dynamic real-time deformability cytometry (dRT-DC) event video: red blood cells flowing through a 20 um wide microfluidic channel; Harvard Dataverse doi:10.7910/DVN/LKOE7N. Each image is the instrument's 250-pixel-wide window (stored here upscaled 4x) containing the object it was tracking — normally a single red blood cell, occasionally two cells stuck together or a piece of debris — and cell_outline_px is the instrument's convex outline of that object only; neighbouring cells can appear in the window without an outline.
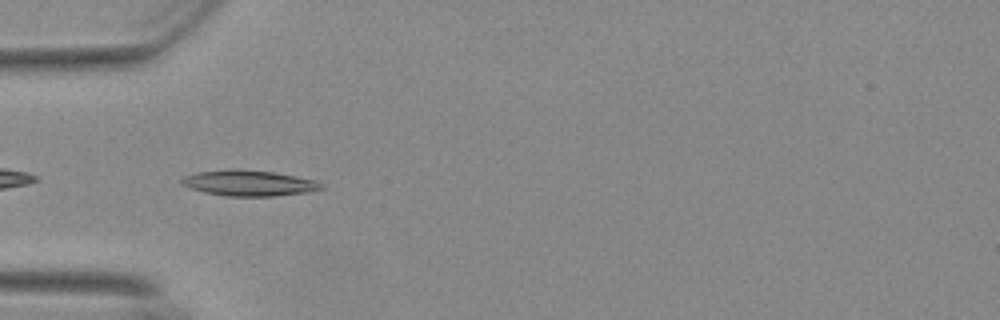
{"species": "Egyptian fruit bat (a non-hibernating species)", "species_latin": "Rousettus aegyptiacus", "temperature_condition": "warm", "stored_images_in_passage": 40, "camera_frame_rate_fps": 3000, "um_per_image_px": 0.085, "animal": {"sex": "female"}, "frame": {"image": 1, "passage_image": 2, "time_ms": 0.333, "image_size_px": [1000, 320], "cell_outline_px": [[324, 188], [308, 192], [272, 196], [224, 196], [204, 192], [180, 184], [180, 180], [184, 176], [196, 172], [232, 168], [236, 168], [272, 172], [296, 176], [316, 180], [324, 184]], "centroid_in_image_um": [21.15, 15.55], "position_along_channel_um": 63.9, "area_um2": 21.1}}
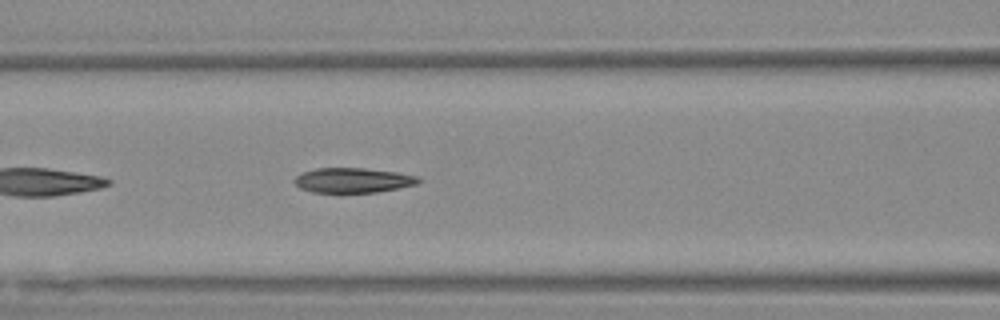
{"frame": {"image": 2, "passage_image": 8, "time_ms": 2.333, "image_size_px": [1000, 320], "cell_outline_px": [[420, 180], [416, 184], [376, 192], [312, 192], [300, 188], [292, 180], [300, 172], [316, 168], [364, 168], [396, 172], [420, 176]], "centroid_in_image_um": [29.96, 15.31], "position_along_channel_um": 136.6, "area_um2": 17.92}}
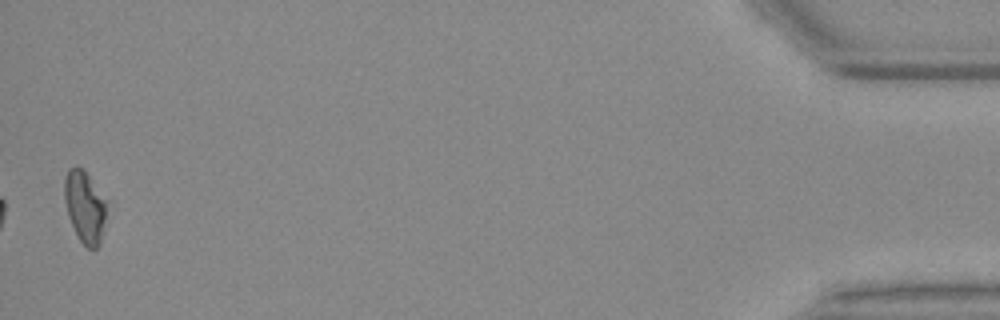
{"frame": {"image": 3, "passage_image": 39, "time_ms": 12.667, "image_size_px": [1000, 320], "cell_outline_px": [[104, 220], [100, 244], [96, 248], [88, 248], [80, 240], [68, 216], [64, 200], [64, 180], [68, 168], [76, 164], [88, 176], [104, 200]], "centroid_in_image_um": [7.15, 17.56], "position_along_channel_um": 428.1, "area_um2": 16.94}, "authors_computed_cell_mechanics": {"area_um2": 18.5827, "velocity_mm_per_s": 3.7006, "shape_relaxation_time_tau1_ms": 6.6465, "shape_relaxation_time_tau2_ms": 3.2321, "deformation_change_tau1": 0.2061, "deformation_change_tau2": 0.105}}